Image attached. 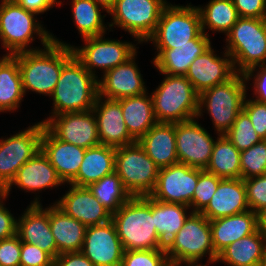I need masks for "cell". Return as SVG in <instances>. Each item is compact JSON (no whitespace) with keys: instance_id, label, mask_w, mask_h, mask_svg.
I'll return each instance as SVG.
<instances>
[{"instance_id":"6da1fadb","label":"cell","mask_w":266,"mask_h":266,"mask_svg":"<svg viewBox=\"0 0 266 266\" xmlns=\"http://www.w3.org/2000/svg\"><path fill=\"white\" fill-rule=\"evenodd\" d=\"M52 37L53 41L44 49L12 55L18 61L25 94L30 90L50 97L63 65L74 55L70 44Z\"/></svg>"},{"instance_id":"7a4b0ae2","label":"cell","mask_w":266,"mask_h":266,"mask_svg":"<svg viewBox=\"0 0 266 266\" xmlns=\"http://www.w3.org/2000/svg\"><path fill=\"white\" fill-rule=\"evenodd\" d=\"M111 220L124 251L164 249L154 227V199L150 195L131 197Z\"/></svg>"},{"instance_id":"3957f363","label":"cell","mask_w":266,"mask_h":266,"mask_svg":"<svg viewBox=\"0 0 266 266\" xmlns=\"http://www.w3.org/2000/svg\"><path fill=\"white\" fill-rule=\"evenodd\" d=\"M99 95L98 78L92 75L73 55L62 67L53 98L51 116L65 112H83L93 109Z\"/></svg>"},{"instance_id":"277c9868","label":"cell","mask_w":266,"mask_h":266,"mask_svg":"<svg viewBox=\"0 0 266 266\" xmlns=\"http://www.w3.org/2000/svg\"><path fill=\"white\" fill-rule=\"evenodd\" d=\"M0 2V41L7 50L6 55H15L21 52L36 51L38 48H28L34 41L35 33L41 39L42 47L52 41V33L35 18V12L21 7L16 0H1Z\"/></svg>"},{"instance_id":"5b68a950","label":"cell","mask_w":266,"mask_h":266,"mask_svg":"<svg viewBox=\"0 0 266 266\" xmlns=\"http://www.w3.org/2000/svg\"><path fill=\"white\" fill-rule=\"evenodd\" d=\"M246 87L244 75L236 73L228 81L204 90L199 94L197 119L203 116L205 108L217 134L224 135L242 111Z\"/></svg>"},{"instance_id":"8992f818","label":"cell","mask_w":266,"mask_h":266,"mask_svg":"<svg viewBox=\"0 0 266 266\" xmlns=\"http://www.w3.org/2000/svg\"><path fill=\"white\" fill-rule=\"evenodd\" d=\"M165 75L151 93L157 122L176 123L197 119L199 94L191 82L180 75Z\"/></svg>"},{"instance_id":"52a82bcc","label":"cell","mask_w":266,"mask_h":266,"mask_svg":"<svg viewBox=\"0 0 266 266\" xmlns=\"http://www.w3.org/2000/svg\"><path fill=\"white\" fill-rule=\"evenodd\" d=\"M226 42L225 51L232 57L237 73L265 64L266 18L239 17L226 34Z\"/></svg>"},{"instance_id":"ba28073f","label":"cell","mask_w":266,"mask_h":266,"mask_svg":"<svg viewBox=\"0 0 266 266\" xmlns=\"http://www.w3.org/2000/svg\"><path fill=\"white\" fill-rule=\"evenodd\" d=\"M170 263L200 261L209 255L208 263H216L218 255L212 244L209 220L201 213L192 212L183 227L164 247Z\"/></svg>"},{"instance_id":"9c48e42d","label":"cell","mask_w":266,"mask_h":266,"mask_svg":"<svg viewBox=\"0 0 266 266\" xmlns=\"http://www.w3.org/2000/svg\"><path fill=\"white\" fill-rule=\"evenodd\" d=\"M159 169L138 141L116 148L115 172L132 197L149 196L154 191Z\"/></svg>"},{"instance_id":"30bf717a","label":"cell","mask_w":266,"mask_h":266,"mask_svg":"<svg viewBox=\"0 0 266 266\" xmlns=\"http://www.w3.org/2000/svg\"><path fill=\"white\" fill-rule=\"evenodd\" d=\"M202 32L197 7L168 3L162 10L158 25L146 42H153L155 49H172L174 46L192 44Z\"/></svg>"},{"instance_id":"8fae6325","label":"cell","mask_w":266,"mask_h":266,"mask_svg":"<svg viewBox=\"0 0 266 266\" xmlns=\"http://www.w3.org/2000/svg\"><path fill=\"white\" fill-rule=\"evenodd\" d=\"M166 0H116L109 28L118 26L130 33L138 43L146 42L158 25Z\"/></svg>"},{"instance_id":"7c38bea8","label":"cell","mask_w":266,"mask_h":266,"mask_svg":"<svg viewBox=\"0 0 266 266\" xmlns=\"http://www.w3.org/2000/svg\"><path fill=\"white\" fill-rule=\"evenodd\" d=\"M44 123L38 122L13 136L0 139V194L20 167L41 150Z\"/></svg>"},{"instance_id":"4fadbf2b","label":"cell","mask_w":266,"mask_h":266,"mask_svg":"<svg viewBox=\"0 0 266 266\" xmlns=\"http://www.w3.org/2000/svg\"><path fill=\"white\" fill-rule=\"evenodd\" d=\"M103 36L104 34L84 38L85 45L78 48L72 45L74 55L97 78L96 68L102 69V73L105 74L117 65L128 61L137 53L136 48H139L130 42L105 39Z\"/></svg>"},{"instance_id":"5bb4252c","label":"cell","mask_w":266,"mask_h":266,"mask_svg":"<svg viewBox=\"0 0 266 266\" xmlns=\"http://www.w3.org/2000/svg\"><path fill=\"white\" fill-rule=\"evenodd\" d=\"M57 138L84 149L100 144L94 111L65 112L41 121Z\"/></svg>"},{"instance_id":"9a60e30c","label":"cell","mask_w":266,"mask_h":266,"mask_svg":"<svg viewBox=\"0 0 266 266\" xmlns=\"http://www.w3.org/2000/svg\"><path fill=\"white\" fill-rule=\"evenodd\" d=\"M175 137L178 163L206 169L215 144L207 130L193 118L175 123Z\"/></svg>"},{"instance_id":"2e32d148","label":"cell","mask_w":266,"mask_h":266,"mask_svg":"<svg viewBox=\"0 0 266 266\" xmlns=\"http://www.w3.org/2000/svg\"><path fill=\"white\" fill-rule=\"evenodd\" d=\"M198 182V168L176 163L159 169L157 183L150 196L167 203L189 206Z\"/></svg>"},{"instance_id":"e0dca14e","label":"cell","mask_w":266,"mask_h":266,"mask_svg":"<svg viewBox=\"0 0 266 266\" xmlns=\"http://www.w3.org/2000/svg\"><path fill=\"white\" fill-rule=\"evenodd\" d=\"M80 252L94 266H121L124 249L113 221L87 227Z\"/></svg>"},{"instance_id":"ac0fdd59","label":"cell","mask_w":266,"mask_h":266,"mask_svg":"<svg viewBox=\"0 0 266 266\" xmlns=\"http://www.w3.org/2000/svg\"><path fill=\"white\" fill-rule=\"evenodd\" d=\"M236 73L232 57L225 50L223 57L217 56L210 46L194 59L185 77L200 94L208 88L228 81Z\"/></svg>"},{"instance_id":"d6986e66","label":"cell","mask_w":266,"mask_h":266,"mask_svg":"<svg viewBox=\"0 0 266 266\" xmlns=\"http://www.w3.org/2000/svg\"><path fill=\"white\" fill-rule=\"evenodd\" d=\"M35 197L17 220L16 235L21 242L38 246L55 259L59 253L49 224V207L43 209Z\"/></svg>"},{"instance_id":"ffe728a7","label":"cell","mask_w":266,"mask_h":266,"mask_svg":"<svg viewBox=\"0 0 266 266\" xmlns=\"http://www.w3.org/2000/svg\"><path fill=\"white\" fill-rule=\"evenodd\" d=\"M137 53L123 64L107 71L98 79L99 96L118 100L147 92L143 76L135 63Z\"/></svg>"},{"instance_id":"44dd1931","label":"cell","mask_w":266,"mask_h":266,"mask_svg":"<svg viewBox=\"0 0 266 266\" xmlns=\"http://www.w3.org/2000/svg\"><path fill=\"white\" fill-rule=\"evenodd\" d=\"M92 110L97 120L100 144L118 148L136 142L127 131L118 100L98 95Z\"/></svg>"},{"instance_id":"7402d4cb","label":"cell","mask_w":266,"mask_h":266,"mask_svg":"<svg viewBox=\"0 0 266 266\" xmlns=\"http://www.w3.org/2000/svg\"><path fill=\"white\" fill-rule=\"evenodd\" d=\"M71 188L55 204L68 216L86 227L100 225L111 220L112 214L98 201L87 187L69 184Z\"/></svg>"},{"instance_id":"603a6c76","label":"cell","mask_w":266,"mask_h":266,"mask_svg":"<svg viewBox=\"0 0 266 266\" xmlns=\"http://www.w3.org/2000/svg\"><path fill=\"white\" fill-rule=\"evenodd\" d=\"M41 150L64 184H69L77 176L86 151L82 147L57 139L45 126Z\"/></svg>"},{"instance_id":"cb8c5ba5","label":"cell","mask_w":266,"mask_h":266,"mask_svg":"<svg viewBox=\"0 0 266 266\" xmlns=\"http://www.w3.org/2000/svg\"><path fill=\"white\" fill-rule=\"evenodd\" d=\"M63 181L59 178L56 170L50 164L49 159L39 150L32 158L24 163L17 171L14 179L3 190L2 194L8 196L12 185H17L26 192H38L47 188L61 186Z\"/></svg>"},{"instance_id":"d4e9b609","label":"cell","mask_w":266,"mask_h":266,"mask_svg":"<svg viewBox=\"0 0 266 266\" xmlns=\"http://www.w3.org/2000/svg\"><path fill=\"white\" fill-rule=\"evenodd\" d=\"M250 210L242 178L221 179L207 207L201 212L209 221Z\"/></svg>"},{"instance_id":"484cf974","label":"cell","mask_w":266,"mask_h":266,"mask_svg":"<svg viewBox=\"0 0 266 266\" xmlns=\"http://www.w3.org/2000/svg\"><path fill=\"white\" fill-rule=\"evenodd\" d=\"M209 35L203 31L192 39V44L174 46L172 49H156L153 65L160 74L185 76L194 59L211 46Z\"/></svg>"},{"instance_id":"4316f807","label":"cell","mask_w":266,"mask_h":266,"mask_svg":"<svg viewBox=\"0 0 266 266\" xmlns=\"http://www.w3.org/2000/svg\"><path fill=\"white\" fill-rule=\"evenodd\" d=\"M209 222L212 230V244L217 255L231 243L258 230L257 215L251 210Z\"/></svg>"},{"instance_id":"83f0119b","label":"cell","mask_w":266,"mask_h":266,"mask_svg":"<svg viewBox=\"0 0 266 266\" xmlns=\"http://www.w3.org/2000/svg\"><path fill=\"white\" fill-rule=\"evenodd\" d=\"M138 143L159 168L178 163L175 123L157 122Z\"/></svg>"},{"instance_id":"f1b7e54d","label":"cell","mask_w":266,"mask_h":266,"mask_svg":"<svg viewBox=\"0 0 266 266\" xmlns=\"http://www.w3.org/2000/svg\"><path fill=\"white\" fill-rule=\"evenodd\" d=\"M49 224L59 254L80 252L87 227L68 216L55 203L49 207Z\"/></svg>"},{"instance_id":"f546056e","label":"cell","mask_w":266,"mask_h":266,"mask_svg":"<svg viewBox=\"0 0 266 266\" xmlns=\"http://www.w3.org/2000/svg\"><path fill=\"white\" fill-rule=\"evenodd\" d=\"M118 101L127 131L135 141H139L157 123L151 95L148 96L146 92L138 96L121 98Z\"/></svg>"},{"instance_id":"4dcf8cb0","label":"cell","mask_w":266,"mask_h":266,"mask_svg":"<svg viewBox=\"0 0 266 266\" xmlns=\"http://www.w3.org/2000/svg\"><path fill=\"white\" fill-rule=\"evenodd\" d=\"M116 148L99 144L87 148L77 176L69 183L78 187H87L102 177L115 171Z\"/></svg>"},{"instance_id":"1f68e13d","label":"cell","mask_w":266,"mask_h":266,"mask_svg":"<svg viewBox=\"0 0 266 266\" xmlns=\"http://www.w3.org/2000/svg\"><path fill=\"white\" fill-rule=\"evenodd\" d=\"M266 254V235L260 230L235 241L222 250L217 262L228 266H260Z\"/></svg>"},{"instance_id":"d6a6232c","label":"cell","mask_w":266,"mask_h":266,"mask_svg":"<svg viewBox=\"0 0 266 266\" xmlns=\"http://www.w3.org/2000/svg\"><path fill=\"white\" fill-rule=\"evenodd\" d=\"M25 93L18 61L12 55L0 58V112H13Z\"/></svg>"},{"instance_id":"836d02e7","label":"cell","mask_w":266,"mask_h":266,"mask_svg":"<svg viewBox=\"0 0 266 266\" xmlns=\"http://www.w3.org/2000/svg\"><path fill=\"white\" fill-rule=\"evenodd\" d=\"M189 206L178 203H167L154 199V227L165 247L183 227L192 211ZM189 213V214H187Z\"/></svg>"},{"instance_id":"e575fe53","label":"cell","mask_w":266,"mask_h":266,"mask_svg":"<svg viewBox=\"0 0 266 266\" xmlns=\"http://www.w3.org/2000/svg\"><path fill=\"white\" fill-rule=\"evenodd\" d=\"M239 151L225 135H218L206 171L224 178H241Z\"/></svg>"},{"instance_id":"d590c367","label":"cell","mask_w":266,"mask_h":266,"mask_svg":"<svg viewBox=\"0 0 266 266\" xmlns=\"http://www.w3.org/2000/svg\"><path fill=\"white\" fill-rule=\"evenodd\" d=\"M196 7L201 18L202 31L206 35H209L205 32L206 28H209L211 31L227 34L239 19L232 0H210L205 7Z\"/></svg>"},{"instance_id":"8d00e7d4","label":"cell","mask_w":266,"mask_h":266,"mask_svg":"<svg viewBox=\"0 0 266 266\" xmlns=\"http://www.w3.org/2000/svg\"><path fill=\"white\" fill-rule=\"evenodd\" d=\"M73 22L81 34L82 39L99 36L106 33L108 28L103 22L106 15H101L104 10L93 0H72ZM105 24V25H104Z\"/></svg>"},{"instance_id":"74e56055","label":"cell","mask_w":266,"mask_h":266,"mask_svg":"<svg viewBox=\"0 0 266 266\" xmlns=\"http://www.w3.org/2000/svg\"><path fill=\"white\" fill-rule=\"evenodd\" d=\"M87 188L111 214L116 213L132 197L115 171L89 184Z\"/></svg>"},{"instance_id":"f35d334b","label":"cell","mask_w":266,"mask_h":266,"mask_svg":"<svg viewBox=\"0 0 266 266\" xmlns=\"http://www.w3.org/2000/svg\"><path fill=\"white\" fill-rule=\"evenodd\" d=\"M224 135L239 151L249 149L262 140L243 110L238 114L233 125Z\"/></svg>"},{"instance_id":"ab89813d","label":"cell","mask_w":266,"mask_h":266,"mask_svg":"<svg viewBox=\"0 0 266 266\" xmlns=\"http://www.w3.org/2000/svg\"><path fill=\"white\" fill-rule=\"evenodd\" d=\"M240 166L242 179L266 174V139L241 151Z\"/></svg>"},{"instance_id":"60d3db41","label":"cell","mask_w":266,"mask_h":266,"mask_svg":"<svg viewBox=\"0 0 266 266\" xmlns=\"http://www.w3.org/2000/svg\"><path fill=\"white\" fill-rule=\"evenodd\" d=\"M222 178L198 168V182L191 201V211L201 213L209 204Z\"/></svg>"},{"instance_id":"b9f144b4","label":"cell","mask_w":266,"mask_h":266,"mask_svg":"<svg viewBox=\"0 0 266 266\" xmlns=\"http://www.w3.org/2000/svg\"><path fill=\"white\" fill-rule=\"evenodd\" d=\"M165 249L124 251L121 266H168Z\"/></svg>"},{"instance_id":"7bdbcfd3","label":"cell","mask_w":266,"mask_h":266,"mask_svg":"<svg viewBox=\"0 0 266 266\" xmlns=\"http://www.w3.org/2000/svg\"><path fill=\"white\" fill-rule=\"evenodd\" d=\"M243 180L248 207L251 211L257 213L260 209L266 207V174Z\"/></svg>"},{"instance_id":"ee69618b","label":"cell","mask_w":266,"mask_h":266,"mask_svg":"<svg viewBox=\"0 0 266 266\" xmlns=\"http://www.w3.org/2000/svg\"><path fill=\"white\" fill-rule=\"evenodd\" d=\"M242 110L248 115L254 130L262 138L266 139V103L255 99H244Z\"/></svg>"},{"instance_id":"f6af8a7d","label":"cell","mask_w":266,"mask_h":266,"mask_svg":"<svg viewBox=\"0 0 266 266\" xmlns=\"http://www.w3.org/2000/svg\"><path fill=\"white\" fill-rule=\"evenodd\" d=\"M20 266H53V258L38 246L21 242Z\"/></svg>"},{"instance_id":"bcb514c9","label":"cell","mask_w":266,"mask_h":266,"mask_svg":"<svg viewBox=\"0 0 266 266\" xmlns=\"http://www.w3.org/2000/svg\"><path fill=\"white\" fill-rule=\"evenodd\" d=\"M21 240L17 235L0 240V266H20Z\"/></svg>"},{"instance_id":"7dc6e473","label":"cell","mask_w":266,"mask_h":266,"mask_svg":"<svg viewBox=\"0 0 266 266\" xmlns=\"http://www.w3.org/2000/svg\"><path fill=\"white\" fill-rule=\"evenodd\" d=\"M239 17L266 18V0H232Z\"/></svg>"},{"instance_id":"c3c4849f","label":"cell","mask_w":266,"mask_h":266,"mask_svg":"<svg viewBox=\"0 0 266 266\" xmlns=\"http://www.w3.org/2000/svg\"><path fill=\"white\" fill-rule=\"evenodd\" d=\"M259 67V70L257 69ZM256 71V74H254ZM245 81L248 82L253 77V88L255 100L266 103V64L252 67L244 74Z\"/></svg>"},{"instance_id":"681fc988","label":"cell","mask_w":266,"mask_h":266,"mask_svg":"<svg viewBox=\"0 0 266 266\" xmlns=\"http://www.w3.org/2000/svg\"><path fill=\"white\" fill-rule=\"evenodd\" d=\"M6 196L0 194V240L8 239L16 235L17 219L4 206Z\"/></svg>"},{"instance_id":"f907efd6","label":"cell","mask_w":266,"mask_h":266,"mask_svg":"<svg viewBox=\"0 0 266 266\" xmlns=\"http://www.w3.org/2000/svg\"><path fill=\"white\" fill-rule=\"evenodd\" d=\"M53 266H94L81 252H66L53 259Z\"/></svg>"},{"instance_id":"816d5d0a","label":"cell","mask_w":266,"mask_h":266,"mask_svg":"<svg viewBox=\"0 0 266 266\" xmlns=\"http://www.w3.org/2000/svg\"><path fill=\"white\" fill-rule=\"evenodd\" d=\"M17 3L26 10L35 12L36 14H42L49 9H52L54 5H61L62 2L58 0H16Z\"/></svg>"},{"instance_id":"f5cc1de1","label":"cell","mask_w":266,"mask_h":266,"mask_svg":"<svg viewBox=\"0 0 266 266\" xmlns=\"http://www.w3.org/2000/svg\"><path fill=\"white\" fill-rule=\"evenodd\" d=\"M257 228L266 235V207L260 209L257 213Z\"/></svg>"},{"instance_id":"db71d44e","label":"cell","mask_w":266,"mask_h":266,"mask_svg":"<svg viewBox=\"0 0 266 266\" xmlns=\"http://www.w3.org/2000/svg\"><path fill=\"white\" fill-rule=\"evenodd\" d=\"M96 4H98L100 7L106 10V13H109L115 4L116 0H93Z\"/></svg>"},{"instance_id":"11a10c76","label":"cell","mask_w":266,"mask_h":266,"mask_svg":"<svg viewBox=\"0 0 266 266\" xmlns=\"http://www.w3.org/2000/svg\"><path fill=\"white\" fill-rule=\"evenodd\" d=\"M199 261H185V262H181L179 264H185L186 266H207L206 264L201 265V263H198Z\"/></svg>"},{"instance_id":"9f6ffc18","label":"cell","mask_w":266,"mask_h":266,"mask_svg":"<svg viewBox=\"0 0 266 266\" xmlns=\"http://www.w3.org/2000/svg\"><path fill=\"white\" fill-rule=\"evenodd\" d=\"M260 266H266V254Z\"/></svg>"},{"instance_id":"6f0895ef","label":"cell","mask_w":266,"mask_h":266,"mask_svg":"<svg viewBox=\"0 0 266 266\" xmlns=\"http://www.w3.org/2000/svg\"><path fill=\"white\" fill-rule=\"evenodd\" d=\"M168 266H182L181 264H179V263H174V264H172V263H169L168 264Z\"/></svg>"}]
</instances>
